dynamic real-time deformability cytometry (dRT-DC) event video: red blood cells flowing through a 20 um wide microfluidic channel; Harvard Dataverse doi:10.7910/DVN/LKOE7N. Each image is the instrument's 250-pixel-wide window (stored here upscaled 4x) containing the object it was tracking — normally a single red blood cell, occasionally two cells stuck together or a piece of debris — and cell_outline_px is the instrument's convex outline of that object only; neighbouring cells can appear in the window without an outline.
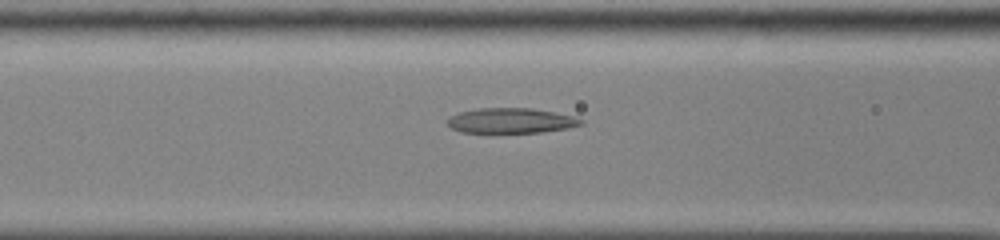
{"species": "common noctule bat (a hibernating species)", "species_latin": "Nyctalus noctula", "temperature_condition": "cold", "stored_images_in_passage": 36, "camera_frame_rate_fps": 3000, "um_per_image_px": 0.085, "animal": {"sex": "male", "body_mass_g": 13.0, "forearm_length_mm": 53.1}, "frame": {"image": 1, "passage_image": 6, "time_ms": 1.667, "image_size_px": [1000, 240], "cell_outline_px": [[584, 124], [568, 128], [540, 132], [460, 132], [452, 128], [448, 124], [448, 120], [452, 116], [460, 112], [480, 108], [532, 108], [572, 116], [584, 120]], "centroid_in_image_um": [43.46, 10.25], "position_along_channel_um": 123.1, "area_um2": 19.25}}
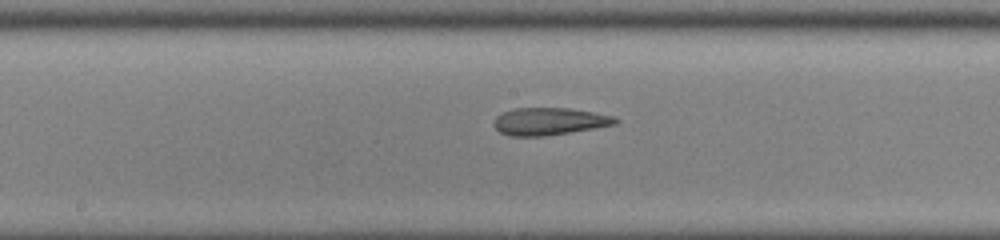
{"frame": {"image": 2, "passage_image": 12, "time_ms": 3.667, "image_size_px": [1000, 240], "cell_outline_px": [[620, 120], [616, 124], [544, 136], [508, 136], [500, 132], [492, 124], [496, 116], [504, 112], [516, 108], [568, 108], [592, 112], [612, 116]], "centroid_in_image_um": [46.64, 10.32], "position_along_channel_um": 201.6, "area_um2": 19.13}}
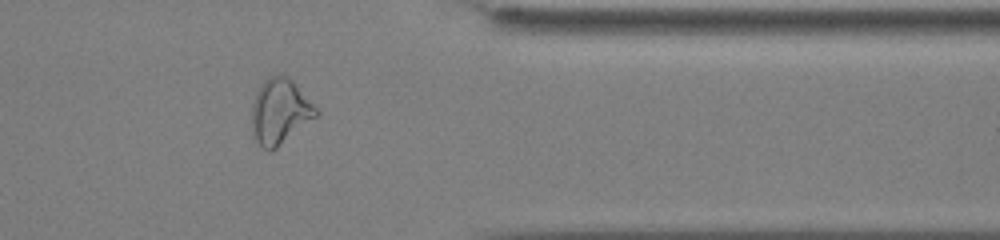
{"frame": {"image": 3, "passage_image": 27, "time_ms": 8.667, "image_size_px": [1000, 240], "cell_outline_px": [[320, 112], [316, 116], [272, 152], [268, 152], [256, 140], [252, 124], [252, 104], [256, 92], [260, 84], [268, 76], [280, 72], [284, 72], [292, 80]], "centroid_in_image_um": [23.78, 9.43], "position_along_channel_um": 387.6, "area_um2": 24.45}, "authors_computed_cell_mechanics": {"area_um2": 19.7965, "velocity_mm_per_s": 3.9187, "shape_relaxation_time_tau1_ms": null, "shape_relaxation_time_tau2_ms": 3.1742, "deformation_change_tau1": null, "deformation_change_tau2": 0.1322}}